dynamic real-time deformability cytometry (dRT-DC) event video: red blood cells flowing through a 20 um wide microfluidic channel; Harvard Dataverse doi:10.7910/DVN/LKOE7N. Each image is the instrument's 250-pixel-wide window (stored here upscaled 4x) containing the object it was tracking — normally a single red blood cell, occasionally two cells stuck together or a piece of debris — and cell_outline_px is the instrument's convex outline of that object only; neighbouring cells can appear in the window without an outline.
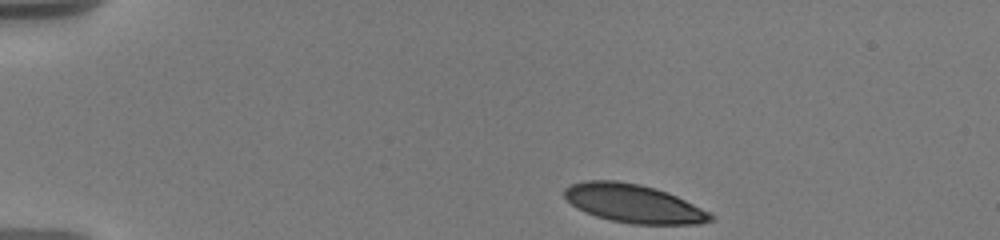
{"species": "human", "species_latin": "Homo sapiens", "temperature_condition": "warm", "stored_images_in_passage": 22, "camera_frame_rate_fps": 3000, "um_per_image_px": 0.085, "donor": {"sex": "male"}, "frame": {"image": 1, "passage_image": 1, "time_ms": 0.0, "image_size_px": [1000, 240], "cell_outline_px": [[716, 216], [712, 220], [700, 224], [632, 224], [612, 220], [596, 216], [576, 208], [564, 196], [564, 188], [572, 184], [584, 180], [616, 180], [640, 184], [656, 188], [668, 192], [712, 212]], "centroid_in_image_um": [53.9, 17.29], "position_along_channel_um": 31.1, "area_um2": 32.95}}
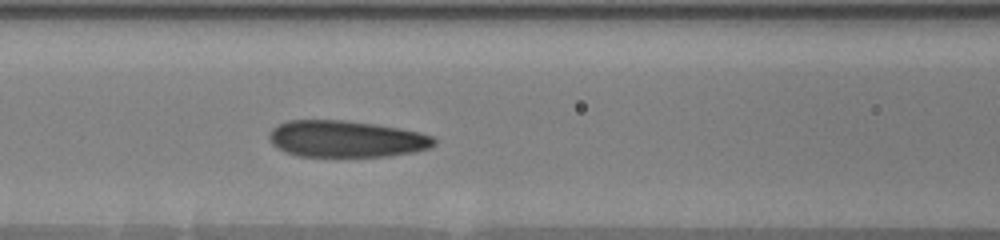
{"frame": {"image": 2, "passage_image": 13, "time_ms": 5.0, "image_size_px": [1000, 240], "cell_outline_px": [[436, 144], [432, 148], [416, 152], [388, 156], [296, 156], [284, 152], [272, 144], [268, 136], [272, 128], [288, 120], [344, 120], [372, 124], [420, 132], [432, 136], [436, 140]], "centroid_in_image_um": [29.43, 11.82], "position_along_channel_um": 137.2, "area_um2": 35.26}}
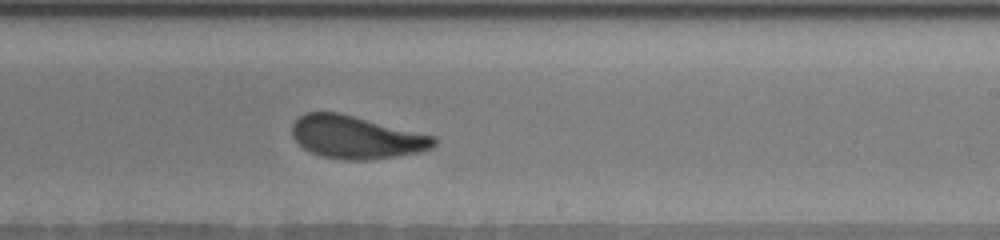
{"frame": {"image": 3, "passage_image": 22, "time_ms": 8.333, "image_size_px": [1000, 240], "cell_outline_px": [[436, 144], [432, 148], [420, 152], [396, 156], [368, 160], [344, 160], [324, 156], [312, 152], [304, 148], [292, 136], [292, 124], [304, 112], [340, 112], [436, 136]], "centroid_in_image_um": [30.3, 11.65], "position_along_channel_um": 258.7, "area_um2": 35.43}}